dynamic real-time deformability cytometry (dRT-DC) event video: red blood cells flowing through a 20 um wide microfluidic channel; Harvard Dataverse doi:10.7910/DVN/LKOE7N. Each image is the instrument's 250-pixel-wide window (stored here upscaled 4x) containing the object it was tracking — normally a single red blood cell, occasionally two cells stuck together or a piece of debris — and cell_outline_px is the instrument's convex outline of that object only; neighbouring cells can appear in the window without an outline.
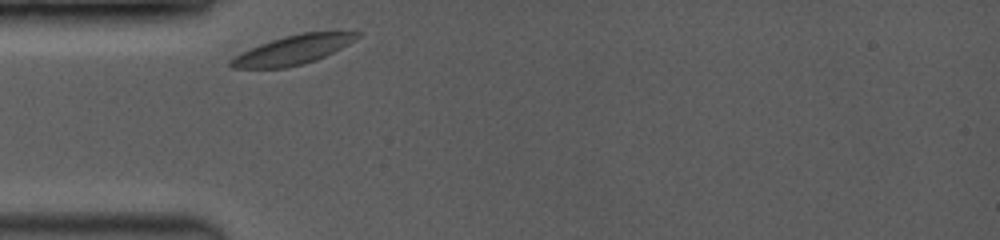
{"species": "common noctule bat (a hibernating species)", "species_latin": "Nyctalus noctula", "temperature_condition": "room temperature", "stored_images_in_passage": 2, "camera_frame_rate_fps": 3500, "um_per_image_px": 0.085, "animal": {"sex": "female", "body_mass_g": 19.0, "forearm_length_mm": 53.3}, "frame": {"image": 1, "passage_image": 1, "time_ms": 0.0, "image_size_px": [1000, 240], "cell_outline_px": [[360, 36], [348, 44], [316, 60], [304, 64], [284, 68], [232, 68], [228, 64], [228, 60], [240, 52], [260, 44], [284, 36], [300, 32], [360, 32]], "centroid_in_image_um": [24.83, 4.25], "position_along_channel_um": 60.2, "area_um2": 21.33}}
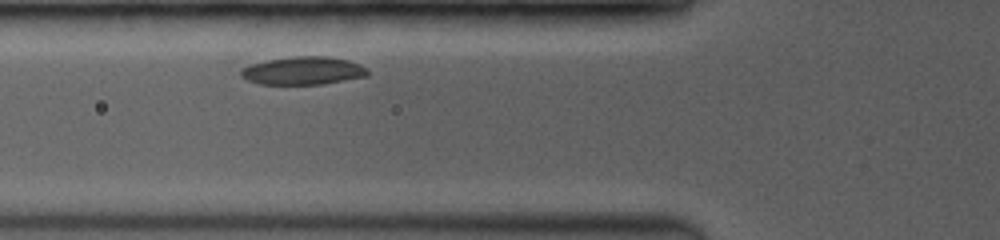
{"frame": {"image": 2, "passage_image": 2, "time_ms": 1.143, "image_size_px": [1000, 240], "cell_outline_px": [[372, 72], [368, 76], [320, 84], [260, 84], [248, 80], [240, 76], [240, 68], [252, 64], [268, 60], [292, 56], [328, 56], [348, 60], [360, 64], [368, 68]], "centroid_in_image_um": [25.8, 6.0], "position_along_channel_um": 100.0, "area_um2": 20.81}}